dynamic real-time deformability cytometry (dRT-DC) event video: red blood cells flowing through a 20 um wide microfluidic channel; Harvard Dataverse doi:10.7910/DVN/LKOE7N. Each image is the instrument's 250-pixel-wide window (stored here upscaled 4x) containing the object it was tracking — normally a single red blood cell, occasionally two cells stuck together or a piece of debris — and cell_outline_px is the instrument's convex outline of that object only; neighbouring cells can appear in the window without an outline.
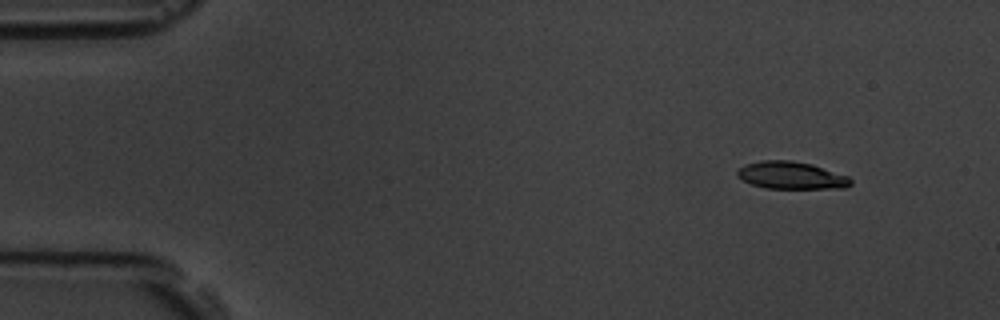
{"species": "common noctule bat (a hibernating species)", "species_latin": "Nyctalus noctula", "temperature_condition": "room temperature", "stored_images_in_passage": 5, "camera_frame_rate_fps": 3000, "um_per_image_px": 0.085, "animal": {"sex": "male", "body_mass_g": 19.5, "forearm_length_mm": 54.6}, "frame": {"image": 1, "passage_image": 2, "time_ms": 1.333, "image_size_px": [1000, 320], "cell_outline_px": [[852, 184], [844, 188], [764, 188], [752, 184], [736, 176], [736, 172], [744, 164], [760, 160], [792, 160], [812, 164], [848, 176], [852, 180]], "centroid_in_image_um": [67.25, 14.9], "position_along_channel_um": 17.8, "area_um2": 18.15}}
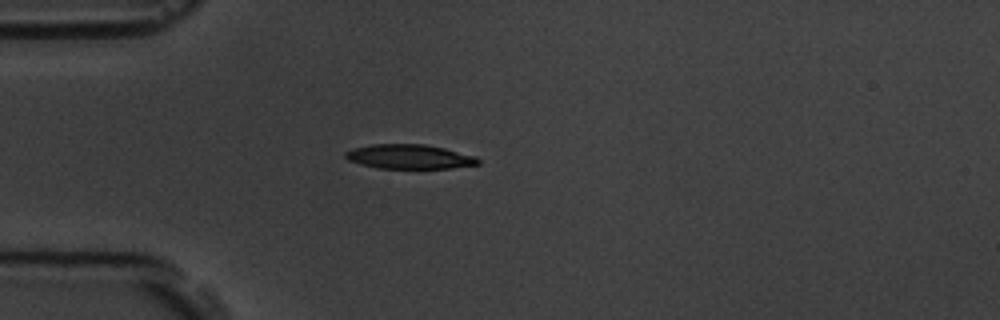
{"frame": {"image": 2, "passage_image": 4, "time_ms": 4.667, "image_size_px": [1000, 320], "cell_outline_px": [[480, 164], [452, 168], [380, 168], [360, 164], [348, 160], [344, 156], [344, 152], [352, 148], [372, 144], [424, 144], [444, 148], [476, 156], [480, 160]], "centroid_in_image_um": [34.79, 13.31], "position_along_channel_um": 50.2, "area_um2": 18.9}}